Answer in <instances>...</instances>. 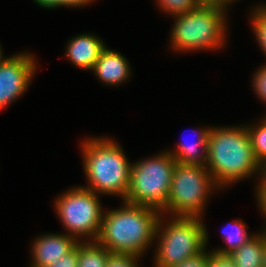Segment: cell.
<instances>
[{
    "label": "cell",
    "instance_id": "cell-18",
    "mask_svg": "<svg viewBox=\"0 0 266 267\" xmlns=\"http://www.w3.org/2000/svg\"><path fill=\"white\" fill-rule=\"evenodd\" d=\"M251 145L260 164L266 161V114L255 123L246 124Z\"/></svg>",
    "mask_w": 266,
    "mask_h": 267
},
{
    "label": "cell",
    "instance_id": "cell-17",
    "mask_svg": "<svg viewBox=\"0 0 266 267\" xmlns=\"http://www.w3.org/2000/svg\"><path fill=\"white\" fill-rule=\"evenodd\" d=\"M254 5L248 10L250 15L247 17L250 20L251 32L254 33L257 44L266 57V3L261 2Z\"/></svg>",
    "mask_w": 266,
    "mask_h": 267
},
{
    "label": "cell",
    "instance_id": "cell-4",
    "mask_svg": "<svg viewBox=\"0 0 266 267\" xmlns=\"http://www.w3.org/2000/svg\"><path fill=\"white\" fill-rule=\"evenodd\" d=\"M228 9L216 3H201L194 10L173 16L169 48L180 54L224 49L229 38Z\"/></svg>",
    "mask_w": 266,
    "mask_h": 267
},
{
    "label": "cell",
    "instance_id": "cell-5",
    "mask_svg": "<svg viewBox=\"0 0 266 267\" xmlns=\"http://www.w3.org/2000/svg\"><path fill=\"white\" fill-rule=\"evenodd\" d=\"M201 217H159L152 258L154 267H173L198 255L209 245V233Z\"/></svg>",
    "mask_w": 266,
    "mask_h": 267
},
{
    "label": "cell",
    "instance_id": "cell-27",
    "mask_svg": "<svg viewBox=\"0 0 266 267\" xmlns=\"http://www.w3.org/2000/svg\"><path fill=\"white\" fill-rule=\"evenodd\" d=\"M34 3H36V5H38L41 8H45V9H58L60 8V0H33Z\"/></svg>",
    "mask_w": 266,
    "mask_h": 267
},
{
    "label": "cell",
    "instance_id": "cell-14",
    "mask_svg": "<svg viewBox=\"0 0 266 267\" xmlns=\"http://www.w3.org/2000/svg\"><path fill=\"white\" fill-rule=\"evenodd\" d=\"M260 231H256L245 244L230 253L236 267H262L266 228L262 227Z\"/></svg>",
    "mask_w": 266,
    "mask_h": 267
},
{
    "label": "cell",
    "instance_id": "cell-25",
    "mask_svg": "<svg viewBox=\"0 0 266 267\" xmlns=\"http://www.w3.org/2000/svg\"><path fill=\"white\" fill-rule=\"evenodd\" d=\"M45 267H78V242L76 247L59 261Z\"/></svg>",
    "mask_w": 266,
    "mask_h": 267
},
{
    "label": "cell",
    "instance_id": "cell-20",
    "mask_svg": "<svg viewBox=\"0 0 266 267\" xmlns=\"http://www.w3.org/2000/svg\"><path fill=\"white\" fill-rule=\"evenodd\" d=\"M254 72L251 77V87L260 102L266 105V62L260 65Z\"/></svg>",
    "mask_w": 266,
    "mask_h": 267
},
{
    "label": "cell",
    "instance_id": "cell-7",
    "mask_svg": "<svg viewBox=\"0 0 266 267\" xmlns=\"http://www.w3.org/2000/svg\"><path fill=\"white\" fill-rule=\"evenodd\" d=\"M176 162L165 149L152 157L132 162L128 194L124 201L162 212L168 201Z\"/></svg>",
    "mask_w": 266,
    "mask_h": 267
},
{
    "label": "cell",
    "instance_id": "cell-21",
    "mask_svg": "<svg viewBox=\"0 0 266 267\" xmlns=\"http://www.w3.org/2000/svg\"><path fill=\"white\" fill-rule=\"evenodd\" d=\"M141 259L142 257L133 254L111 253L107 259L105 267H140Z\"/></svg>",
    "mask_w": 266,
    "mask_h": 267
},
{
    "label": "cell",
    "instance_id": "cell-11",
    "mask_svg": "<svg viewBox=\"0 0 266 267\" xmlns=\"http://www.w3.org/2000/svg\"><path fill=\"white\" fill-rule=\"evenodd\" d=\"M105 44L104 40L96 34L81 33L68 39L64 54L73 66L91 71L101 52L106 48Z\"/></svg>",
    "mask_w": 266,
    "mask_h": 267
},
{
    "label": "cell",
    "instance_id": "cell-28",
    "mask_svg": "<svg viewBox=\"0 0 266 267\" xmlns=\"http://www.w3.org/2000/svg\"><path fill=\"white\" fill-rule=\"evenodd\" d=\"M256 185L254 186L256 189L257 184H266V161L264 163L261 164V175H260V179L259 182L255 183Z\"/></svg>",
    "mask_w": 266,
    "mask_h": 267
},
{
    "label": "cell",
    "instance_id": "cell-6",
    "mask_svg": "<svg viewBox=\"0 0 266 267\" xmlns=\"http://www.w3.org/2000/svg\"><path fill=\"white\" fill-rule=\"evenodd\" d=\"M218 191L222 190L206 166L176 162L168 201L161 214L204 218L207 202Z\"/></svg>",
    "mask_w": 266,
    "mask_h": 267
},
{
    "label": "cell",
    "instance_id": "cell-31",
    "mask_svg": "<svg viewBox=\"0 0 266 267\" xmlns=\"http://www.w3.org/2000/svg\"><path fill=\"white\" fill-rule=\"evenodd\" d=\"M262 267H266V243H265L264 251H263Z\"/></svg>",
    "mask_w": 266,
    "mask_h": 267
},
{
    "label": "cell",
    "instance_id": "cell-30",
    "mask_svg": "<svg viewBox=\"0 0 266 267\" xmlns=\"http://www.w3.org/2000/svg\"><path fill=\"white\" fill-rule=\"evenodd\" d=\"M202 3H216L221 5V0H200Z\"/></svg>",
    "mask_w": 266,
    "mask_h": 267
},
{
    "label": "cell",
    "instance_id": "cell-29",
    "mask_svg": "<svg viewBox=\"0 0 266 267\" xmlns=\"http://www.w3.org/2000/svg\"><path fill=\"white\" fill-rule=\"evenodd\" d=\"M237 2H238V0H221V6L227 7L230 10V8L232 7V5L234 3H237Z\"/></svg>",
    "mask_w": 266,
    "mask_h": 267
},
{
    "label": "cell",
    "instance_id": "cell-8",
    "mask_svg": "<svg viewBox=\"0 0 266 267\" xmlns=\"http://www.w3.org/2000/svg\"><path fill=\"white\" fill-rule=\"evenodd\" d=\"M100 196L84 185H78L55 197L53 209L64 233L77 241L97 240L105 211Z\"/></svg>",
    "mask_w": 266,
    "mask_h": 267
},
{
    "label": "cell",
    "instance_id": "cell-3",
    "mask_svg": "<svg viewBox=\"0 0 266 267\" xmlns=\"http://www.w3.org/2000/svg\"><path fill=\"white\" fill-rule=\"evenodd\" d=\"M84 186L96 194L118 196L125 200L130 184L132 161L121 144L108 136H87L80 141Z\"/></svg>",
    "mask_w": 266,
    "mask_h": 267
},
{
    "label": "cell",
    "instance_id": "cell-13",
    "mask_svg": "<svg viewBox=\"0 0 266 267\" xmlns=\"http://www.w3.org/2000/svg\"><path fill=\"white\" fill-rule=\"evenodd\" d=\"M195 129H191L194 134V141L190 140V142L188 139H181L179 143H176L177 145H175L174 149L172 148L166 150L177 162L206 166L207 140L211 126H200Z\"/></svg>",
    "mask_w": 266,
    "mask_h": 267
},
{
    "label": "cell",
    "instance_id": "cell-12",
    "mask_svg": "<svg viewBox=\"0 0 266 267\" xmlns=\"http://www.w3.org/2000/svg\"><path fill=\"white\" fill-rule=\"evenodd\" d=\"M98 81L106 86L119 87L128 82L132 76V69L128 58L116 50L106 46L97 62L91 69Z\"/></svg>",
    "mask_w": 266,
    "mask_h": 267
},
{
    "label": "cell",
    "instance_id": "cell-16",
    "mask_svg": "<svg viewBox=\"0 0 266 267\" xmlns=\"http://www.w3.org/2000/svg\"><path fill=\"white\" fill-rule=\"evenodd\" d=\"M110 254L97 240L78 241V267H105Z\"/></svg>",
    "mask_w": 266,
    "mask_h": 267
},
{
    "label": "cell",
    "instance_id": "cell-1",
    "mask_svg": "<svg viewBox=\"0 0 266 267\" xmlns=\"http://www.w3.org/2000/svg\"><path fill=\"white\" fill-rule=\"evenodd\" d=\"M206 168L221 190L253 177L259 182L261 164L253 152L246 124L211 125Z\"/></svg>",
    "mask_w": 266,
    "mask_h": 267
},
{
    "label": "cell",
    "instance_id": "cell-32",
    "mask_svg": "<svg viewBox=\"0 0 266 267\" xmlns=\"http://www.w3.org/2000/svg\"><path fill=\"white\" fill-rule=\"evenodd\" d=\"M6 57L4 56V50H2V46L0 43V63L5 59Z\"/></svg>",
    "mask_w": 266,
    "mask_h": 267
},
{
    "label": "cell",
    "instance_id": "cell-15",
    "mask_svg": "<svg viewBox=\"0 0 266 267\" xmlns=\"http://www.w3.org/2000/svg\"><path fill=\"white\" fill-rule=\"evenodd\" d=\"M248 228L249 226L242 219L229 221L221 230V237L225 245L212 248V250L223 254L232 253L256 234V232H248Z\"/></svg>",
    "mask_w": 266,
    "mask_h": 267
},
{
    "label": "cell",
    "instance_id": "cell-2",
    "mask_svg": "<svg viewBox=\"0 0 266 267\" xmlns=\"http://www.w3.org/2000/svg\"><path fill=\"white\" fill-rule=\"evenodd\" d=\"M161 212L147 206L128 203L104 211L97 241L110 253L144 257L155 241Z\"/></svg>",
    "mask_w": 266,
    "mask_h": 267
},
{
    "label": "cell",
    "instance_id": "cell-26",
    "mask_svg": "<svg viewBox=\"0 0 266 267\" xmlns=\"http://www.w3.org/2000/svg\"><path fill=\"white\" fill-rule=\"evenodd\" d=\"M96 0H60V7L80 8L93 4Z\"/></svg>",
    "mask_w": 266,
    "mask_h": 267
},
{
    "label": "cell",
    "instance_id": "cell-24",
    "mask_svg": "<svg viewBox=\"0 0 266 267\" xmlns=\"http://www.w3.org/2000/svg\"><path fill=\"white\" fill-rule=\"evenodd\" d=\"M254 194L260 214L263 216L262 218L265 221L263 228H266V184H257Z\"/></svg>",
    "mask_w": 266,
    "mask_h": 267
},
{
    "label": "cell",
    "instance_id": "cell-9",
    "mask_svg": "<svg viewBox=\"0 0 266 267\" xmlns=\"http://www.w3.org/2000/svg\"><path fill=\"white\" fill-rule=\"evenodd\" d=\"M37 59L30 51L6 56L0 63V112L24 95L38 70Z\"/></svg>",
    "mask_w": 266,
    "mask_h": 267
},
{
    "label": "cell",
    "instance_id": "cell-23",
    "mask_svg": "<svg viewBox=\"0 0 266 267\" xmlns=\"http://www.w3.org/2000/svg\"><path fill=\"white\" fill-rule=\"evenodd\" d=\"M209 267H236L230 254L209 250Z\"/></svg>",
    "mask_w": 266,
    "mask_h": 267
},
{
    "label": "cell",
    "instance_id": "cell-19",
    "mask_svg": "<svg viewBox=\"0 0 266 267\" xmlns=\"http://www.w3.org/2000/svg\"><path fill=\"white\" fill-rule=\"evenodd\" d=\"M201 3L200 0H155L157 8L163 14L170 15L171 17L194 10Z\"/></svg>",
    "mask_w": 266,
    "mask_h": 267
},
{
    "label": "cell",
    "instance_id": "cell-10",
    "mask_svg": "<svg viewBox=\"0 0 266 267\" xmlns=\"http://www.w3.org/2000/svg\"><path fill=\"white\" fill-rule=\"evenodd\" d=\"M77 240L66 233H43L31 243L29 267H45L59 261L77 245Z\"/></svg>",
    "mask_w": 266,
    "mask_h": 267
},
{
    "label": "cell",
    "instance_id": "cell-22",
    "mask_svg": "<svg viewBox=\"0 0 266 267\" xmlns=\"http://www.w3.org/2000/svg\"><path fill=\"white\" fill-rule=\"evenodd\" d=\"M173 267H209V251L206 248L198 255L189 257Z\"/></svg>",
    "mask_w": 266,
    "mask_h": 267
}]
</instances>
